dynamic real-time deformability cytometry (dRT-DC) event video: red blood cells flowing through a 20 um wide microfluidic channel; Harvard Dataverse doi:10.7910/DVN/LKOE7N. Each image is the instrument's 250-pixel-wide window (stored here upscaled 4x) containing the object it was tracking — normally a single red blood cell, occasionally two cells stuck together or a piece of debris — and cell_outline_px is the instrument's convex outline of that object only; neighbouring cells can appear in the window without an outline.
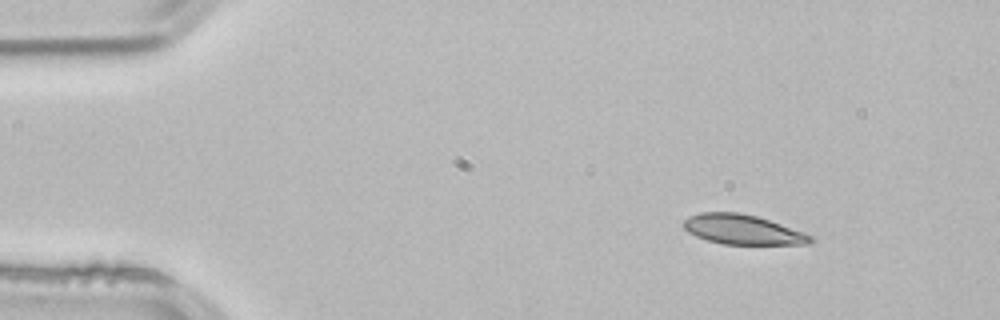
{"species": "common noctule bat (a hibernating species)", "species_latin": "Nyctalus noctula", "temperature_condition": "room temperature", "stored_images_in_passage": 2, "segment_of_instrument_passage": [2, 2], "camera_frame_rate_fps": 3000, "um_per_image_px": 0.085, "animal": {"sex": "male", "body_mass_g": 21.5, "forearm_length_mm": 52.0}, "frame": {"image": 1, "passage_image": 2, "time_ms": 0.333, "image_size_px": [1000, 320], "cell_outline_px": [[816, 240], [808, 244], [724, 244], [708, 240], [696, 236], [688, 232], [680, 224], [688, 216], [700, 212], [740, 212], [756, 216], [804, 232], [812, 236]], "centroid_in_image_um": [63.09, 19.51], "position_along_channel_um": 21.9, "area_um2": 22.02}}